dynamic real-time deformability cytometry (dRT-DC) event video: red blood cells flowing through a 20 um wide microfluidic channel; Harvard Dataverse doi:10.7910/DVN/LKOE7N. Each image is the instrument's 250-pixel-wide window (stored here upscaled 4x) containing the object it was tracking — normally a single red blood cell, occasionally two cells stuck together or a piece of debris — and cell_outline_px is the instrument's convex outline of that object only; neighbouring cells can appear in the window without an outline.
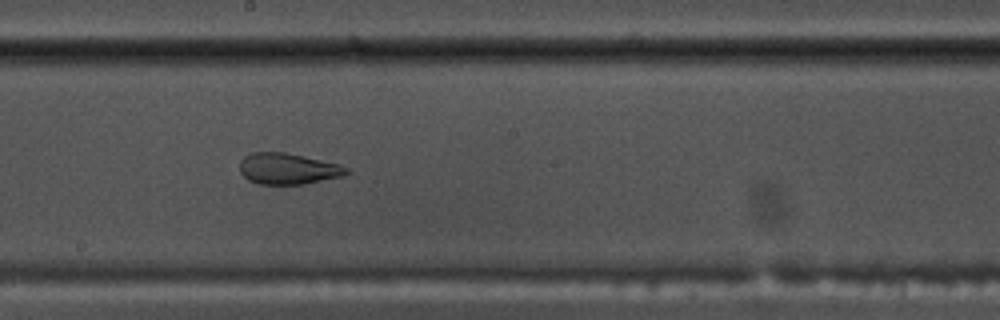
{"species": "common noctule bat (a hibernating species)", "species_latin": "Nyctalus noctula", "temperature_condition": "warm", "stored_images_in_passage": 54, "camera_frame_rate_fps": 3000, "um_per_image_px": 0.085, "animal": {"sex": "male", "body_mass_g": 17.5, "forearm_length_mm": 52.3}, "frame": {"image": 1, "passage_image": 30, "time_ms": 9.667, "image_size_px": [1000, 320], "cell_outline_px": [[352, 172], [344, 176], [304, 184], [260, 184], [248, 180], [240, 172], [240, 160], [244, 156], [252, 152], [284, 152], [304, 156], [340, 164], [348, 168]], "centroid_in_image_um": [24.5, 14.34], "position_along_channel_um": 223.7, "area_um2": 19.54}}
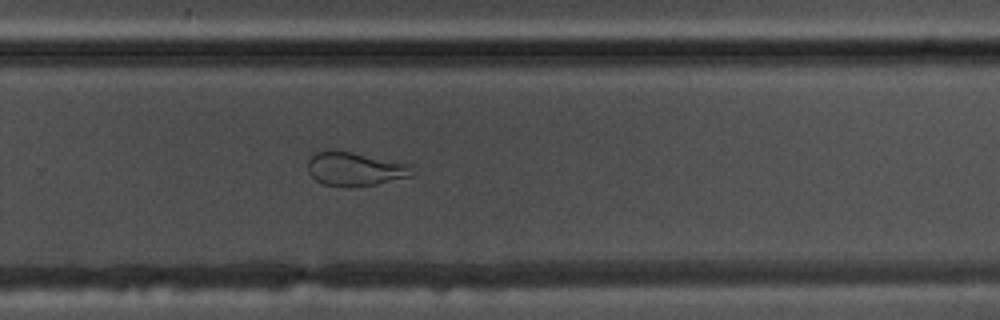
{"frame": {"image": 2, "passage_image": 36, "time_ms": 11.667, "image_size_px": [1000, 320], "cell_outline_px": [[412, 176], [376, 184], [352, 188], [324, 184], [316, 180], [308, 172], [308, 160], [316, 152], [328, 148], [352, 152], [408, 164]], "centroid_in_image_um": [30.1, 14.36], "position_along_channel_um": 299.7, "area_um2": 20.52}}
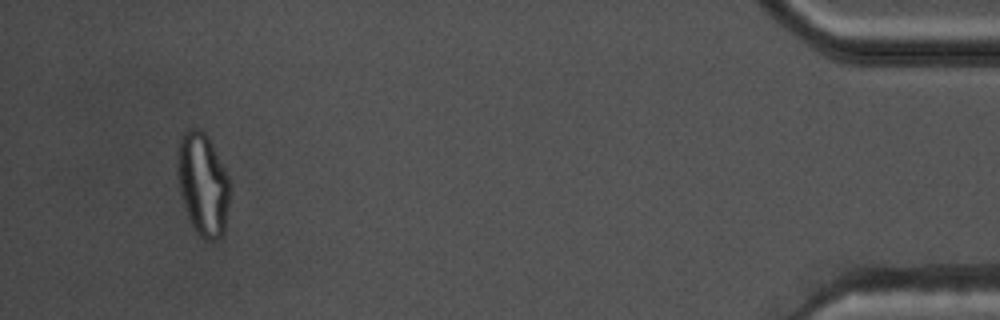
{"frame": {"image": 3, "passage_image": 51, "time_ms": 16.667, "image_size_px": [1000, 320], "cell_outline_px": [[232, 184], [224, 232], [216, 240], [204, 240], [196, 232], [188, 216], [180, 192], [176, 172], [176, 152], [180, 136], [188, 128], [200, 128], [208, 136]], "centroid_in_image_um": [17.23, 15.62], "position_along_channel_um": 418.0, "area_um2": 31.85}, "authors_computed_cell_mechanics": {"area_um2": 27.3972, "velocity_mm_per_s": 3.8025, "shape_relaxation_time_tau1_ms": null, "shape_relaxation_time_tau2_ms": 1.088, "deformation_change_tau1": null, "deformation_change_tau2": 0.0831}}